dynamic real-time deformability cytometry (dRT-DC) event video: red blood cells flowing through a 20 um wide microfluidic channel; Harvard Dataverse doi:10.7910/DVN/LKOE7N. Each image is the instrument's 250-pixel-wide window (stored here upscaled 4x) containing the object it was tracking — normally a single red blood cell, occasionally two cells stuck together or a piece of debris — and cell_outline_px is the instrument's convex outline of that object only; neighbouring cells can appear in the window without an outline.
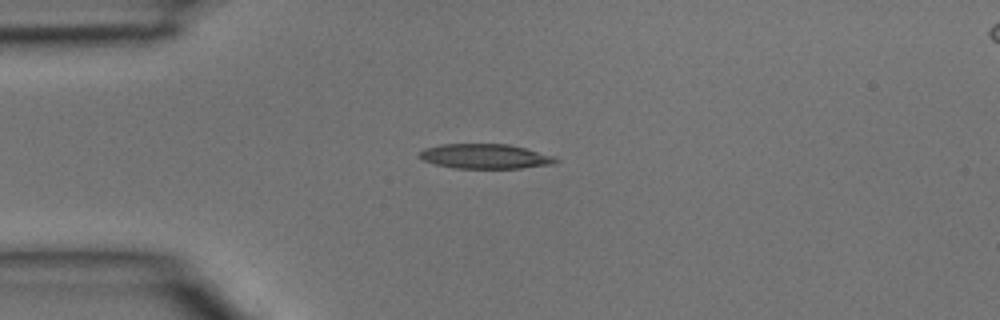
{"species": "common noctule bat (a hibernating species)", "species_latin": "Nyctalus noctula", "temperature_condition": "room temperature", "stored_images_in_passage": 1, "camera_frame_rate_fps": 3000, "um_per_image_px": 0.085, "animal": {"sex": "male", "body_mass_g": 15.6}, "frame": {"image": 1, "passage_image": 1, "time_ms": 0.0, "image_size_px": [1000, 320], "cell_outline_px": [[560, 160], [556, 164], [520, 168], [452, 168], [436, 164], [424, 160], [416, 156], [424, 148], [440, 144], [508, 144], [556, 156]], "centroid_in_image_um": [41.26, 13.29], "position_along_channel_um": 43.7, "area_um2": 19.77}}